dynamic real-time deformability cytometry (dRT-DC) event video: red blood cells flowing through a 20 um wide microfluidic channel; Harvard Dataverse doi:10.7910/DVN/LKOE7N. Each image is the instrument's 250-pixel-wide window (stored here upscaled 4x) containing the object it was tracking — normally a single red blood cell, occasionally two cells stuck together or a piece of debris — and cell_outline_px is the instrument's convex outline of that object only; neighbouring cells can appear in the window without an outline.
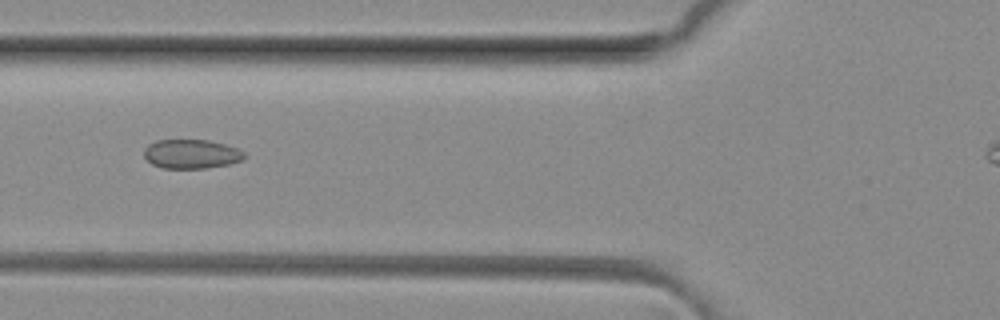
{"species": "common noctule bat (a hibernating species)", "species_latin": "Nyctalus noctula", "temperature_condition": "room temperature", "stored_images_in_passage": 4, "camera_frame_rate_fps": 3000, "um_per_image_px": 0.085, "animal": {"sex": "female", "body_mass_g": 29.2, "forearm_length_mm": 56.3}, "frame": {"image": 1, "passage_image": 3, "time_ms": 0.667, "image_size_px": [1000, 320], "cell_outline_px": [[248, 156], [240, 160], [228, 164], [204, 168], [164, 168], [152, 164], [144, 156], [144, 148], [148, 144], [156, 140], [208, 140], [224, 144], [236, 148], [244, 152]], "centroid_in_image_um": [16.25, 13.08], "position_along_channel_um": 109.6, "area_um2": 16.94}}
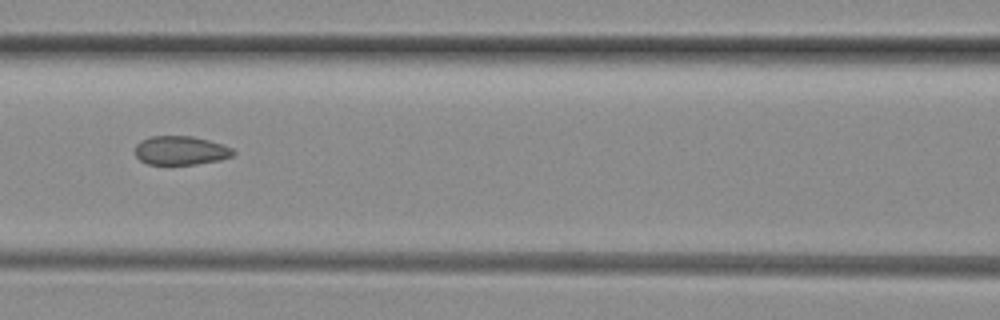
{"frame": {"image": 2, "passage_image": 4, "time_ms": 1.0, "image_size_px": [1000, 320], "cell_outline_px": [[236, 152], [232, 156], [220, 160], [196, 164], [148, 164], [140, 160], [136, 156], [136, 144], [140, 140], [148, 136], [192, 136], [208, 140], [232, 148]], "centroid_in_image_um": [15.34, 12.78], "position_along_channel_um": 151.3, "area_um2": 16.47}}